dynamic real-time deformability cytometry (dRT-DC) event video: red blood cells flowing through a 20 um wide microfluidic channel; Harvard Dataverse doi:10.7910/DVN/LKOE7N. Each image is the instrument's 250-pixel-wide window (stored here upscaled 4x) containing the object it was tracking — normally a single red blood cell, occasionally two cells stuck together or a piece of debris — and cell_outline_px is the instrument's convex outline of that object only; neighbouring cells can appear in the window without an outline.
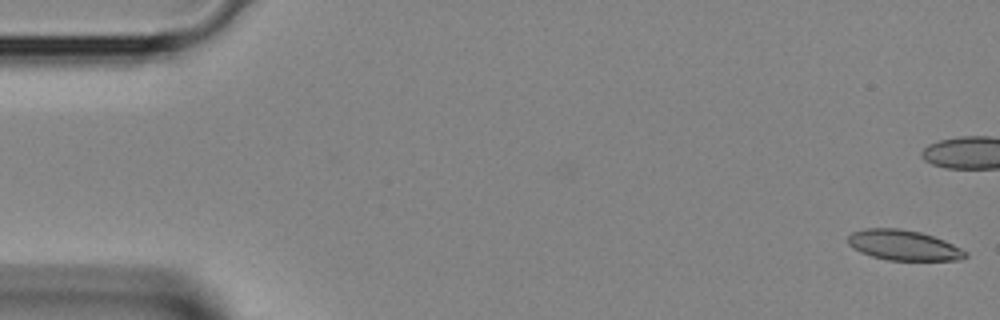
{"species": "Egyptian fruit bat (a non-hibernating species)", "species_latin": "Rousettus aegyptiacus", "temperature_condition": "room temperature", "stored_images_in_passage": 4, "camera_frame_rate_fps": 3000, "um_per_image_px": 0.085, "animal": {"sex": "female"}, "frame": {"image": 1, "passage_image": 1, "time_ms": 0.0, "image_size_px": [1000, 320], "cell_outline_px": [[968, 256], [960, 260], [888, 260], [872, 256], [860, 252], [852, 248], [848, 244], [848, 236], [852, 232], [864, 228], [900, 228], [920, 232], [944, 240], [968, 252]], "centroid_in_image_um": [76.79, 20.84], "position_along_channel_um": 8.2, "area_um2": 20.75}}
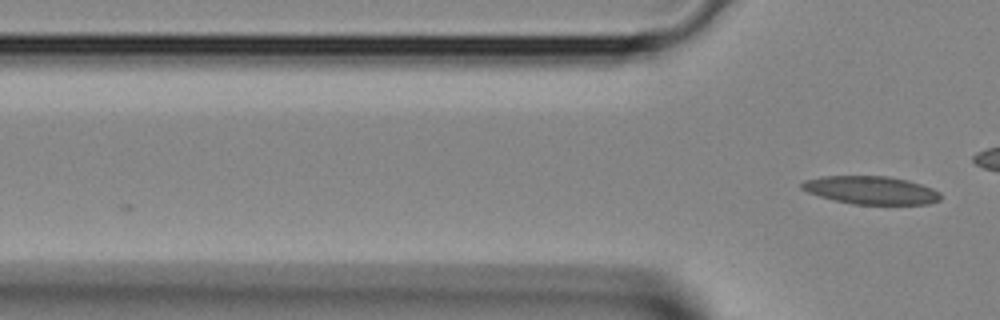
{"frame": {"image": 2, "passage_image": 4, "time_ms": 1.0, "image_size_px": [1000, 320], "cell_outline_px": [[940, 200], [928, 204], [852, 204], [820, 196], [808, 192], [800, 188], [800, 184], [804, 180], [820, 176], [888, 176], [908, 180], [932, 188], [940, 192]], "centroid_in_image_um": [74.02, 16.16], "position_along_channel_um": 51.8, "area_um2": 22.66}}